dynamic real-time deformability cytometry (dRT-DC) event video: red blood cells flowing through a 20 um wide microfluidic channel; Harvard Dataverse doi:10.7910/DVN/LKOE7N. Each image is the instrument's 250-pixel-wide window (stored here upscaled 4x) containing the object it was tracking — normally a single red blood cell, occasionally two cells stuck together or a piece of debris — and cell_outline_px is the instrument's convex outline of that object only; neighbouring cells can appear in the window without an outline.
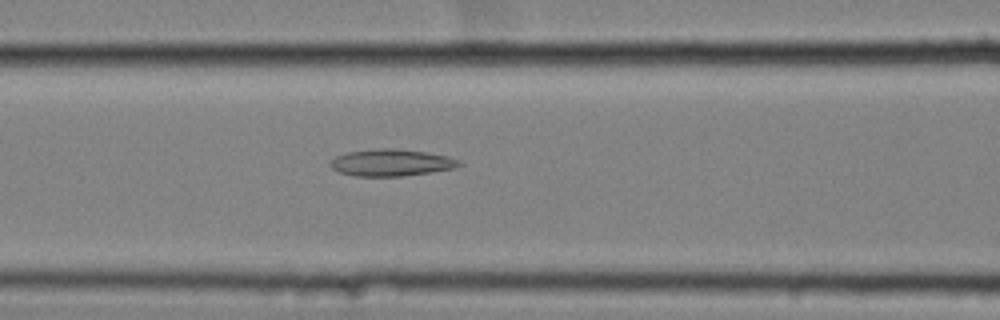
{"species": "common noctule bat (a hibernating species)", "species_latin": "Nyctalus noctula", "temperature_condition": "cold", "stored_images_in_passage": 50, "camera_frame_rate_fps": 3000, "um_per_image_px": 0.085, "animal": {"sex": "female", "body_mass_g": 25.1}, "frame": {"image": 1, "passage_image": 18, "time_ms": 5.667, "image_size_px": [1000, 320], "cell_outline_px": [[464, 164], [452, 168], [404, 176], [356, 176], [340, 172], [332, 168], [332, 160], [336, 156], [348, 152], [376, 148], [392, 148], [424, 152], [448, 156], [460, 160]], "centroid_in_image_um": [33.28, 13.82], "position_along_channel_um": 133.3, "area_um2": 19.88}}
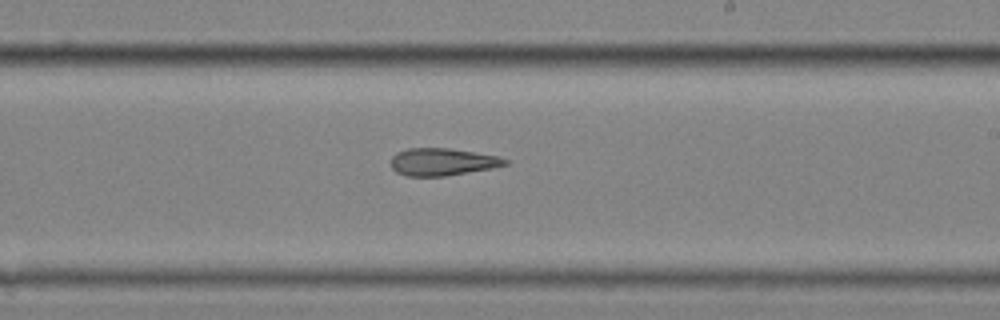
{"frame": {"image": 2, "passage_image": 28, "time_ms": 9.0, "image_size_px": [1000, 320], "cell_outline_px": [[508, 164], [492, 168], [444, 176], [404, 176], [396, 172], [392, 168], [392, 156], [396, 152], [408, 148], [448, 148], [500, 156], [508, 160]], "centroid_in_image_um": [37.59, 13.76], "position_along_channel_um": 251.4, "area_um2": 18.21}}
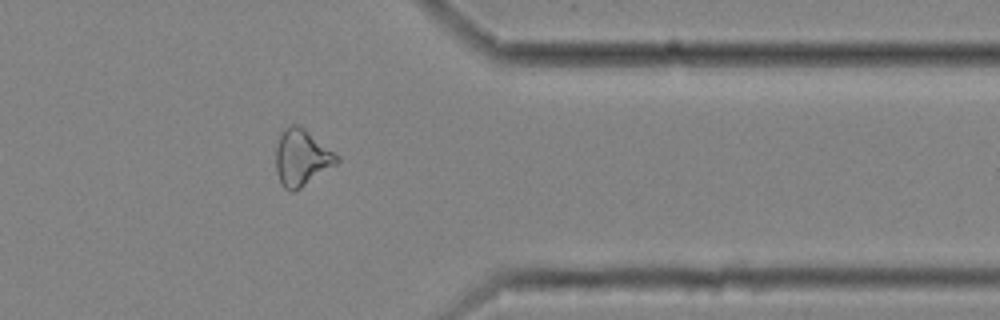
{"frame": {"image": 3, "passage_image": 40, "time_ms": 13.0, "image_size_px": [1000, 320], "cell_outline_px": [[340, 160], [336, 164], [300, 188], [292, 192], [284, 188], [276, 172], [276, 148], [280, 132], [288, 124], [296, 124], [304, 128], [340, 156]], "centroid_in_image_um": [25.63, 13.37], "position_along_channel_um": 385.8, "area_um2": 20.0}, "authors_computed_cell_mechanics": {"area_um2": 20.4323, "velocity_mm_per_s": 3.547, "shape_relaxation_time_tau1_ms": null, "shape_relaxation_time_tau2_ms": 3.6798, "deformation_change_tau1": null, "deformation_change_tau2": 0.1267}}